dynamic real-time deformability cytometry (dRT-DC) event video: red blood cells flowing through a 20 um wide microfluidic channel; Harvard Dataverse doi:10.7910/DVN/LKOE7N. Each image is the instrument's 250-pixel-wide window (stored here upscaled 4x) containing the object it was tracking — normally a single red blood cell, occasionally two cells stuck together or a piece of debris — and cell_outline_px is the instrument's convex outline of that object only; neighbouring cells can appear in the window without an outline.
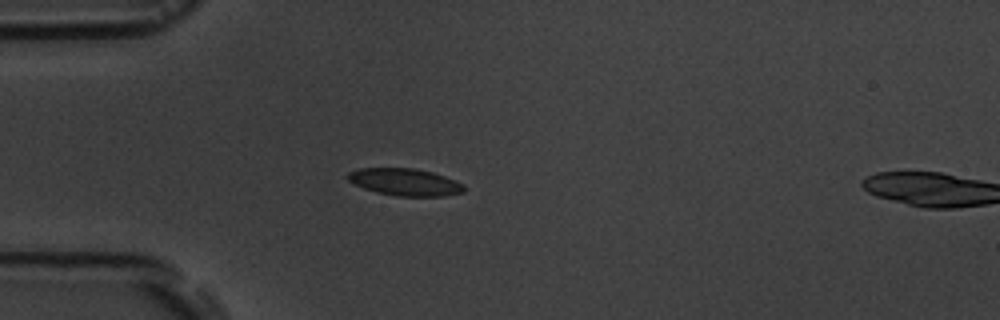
{"species": "common noctule bat (a hibernating species)", "species_latin": "Nyctalus noctula", "temperature_condition": "room temperature", "stored_images_in_passage": 5, "camera_frame_rate_fps": 3000, "um_per_image_px": 0.085, "animal": {"sex": "male", "body_mass_g": 19.5, "forearm_length_mm": 54.6}, "frame": {"image": 1, "passage_image": 4, "time_ms": 3.667, "image_size_px": [1000, 320], "cell_outline_px": [[464, 192], [444, 196], [396, 196], [376, 192], [364, 188], [348, 180], [344, 176], [348, 172], [360, 168], [412, 168], [432, 172], [444, 176], [464, 184]], "centroid_in_image_um": [34.4, 15.47], "position_along_channel_um": 50.6, "area_um2": 18.38}}